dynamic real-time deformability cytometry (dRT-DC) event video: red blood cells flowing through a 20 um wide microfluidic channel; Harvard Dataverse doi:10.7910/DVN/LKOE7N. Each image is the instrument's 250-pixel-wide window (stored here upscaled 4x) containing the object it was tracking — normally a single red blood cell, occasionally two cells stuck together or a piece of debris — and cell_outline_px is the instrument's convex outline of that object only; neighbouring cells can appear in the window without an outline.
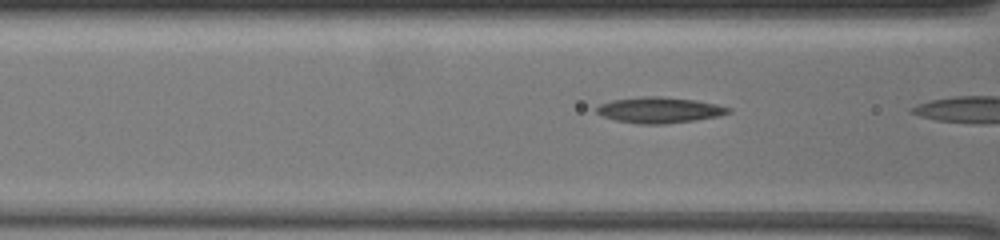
{"species": "common noctule bat (a hibernating species)", "species_latin": "Nyctalus noctula", "temperature_condition": "warm", "stored_images_in_passage": 8, "camera_frame_rate_fps": 3000, "um_per_image_px": 0.085, "animal": {"sex": "female", "body_mass_g": 19.5, "forearm_length_mm": 54.1}, "frame": {"image": 1, "passage_image": 7, "time_ms": 2.0, "image_size_px": [1000, 240], "cell_outline_px": [[732, 112], [716, 116], [696, 120], [664, 124], [640, 124], [616, 120], [604, 116], [596, 112], [596, 108], [600, 104], [612, 100], [644, 96], [660, 96], [696, 100], [716, 104], [732, 108]], "centroid_in_image_um": [56.07, 9.35], "position_along_channel_um": 110.5, "area_um2": 19.77}}